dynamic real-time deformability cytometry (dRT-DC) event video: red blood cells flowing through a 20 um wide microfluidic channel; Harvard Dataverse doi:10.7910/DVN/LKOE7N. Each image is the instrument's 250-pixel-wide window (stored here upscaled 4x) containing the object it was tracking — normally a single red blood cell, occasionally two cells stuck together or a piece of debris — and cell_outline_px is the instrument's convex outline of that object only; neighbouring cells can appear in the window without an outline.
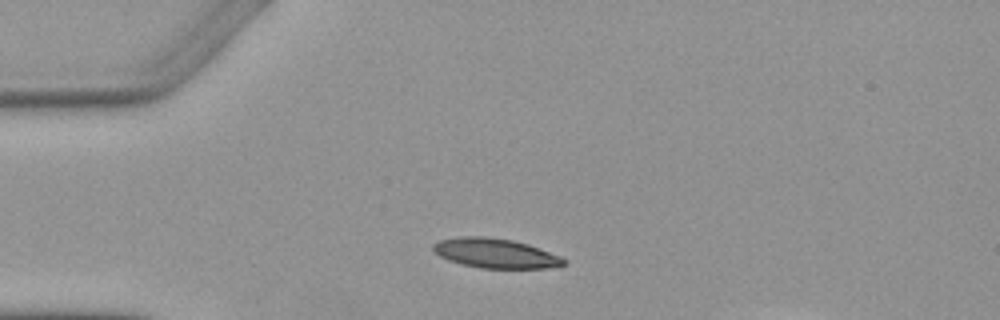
{"species": "Egyptian fruit bat (a non-hibernating species)", "species_latin": "Rousettus aegyptiacus", "temperature_condition": "warm", "stored_images_in_passage": 5, "camera_frame_rate_fps": 3000, "um_per_image_px": 0.085, "animal": {"sex": "female"}, "frame": {"image": 1, "passage_image": 2, "time_ms": 1.0, "image_size_px": [1000, 320], "cell_outline_px": [[568, 260], [564, 264], [548, 268], [480, 268], [448, 260], [440, 256], [432, 248], [432, 244], [440, 240], [464, 236], [480, 236], [512, 240], [528, 244], [540, 248], [560, 256]], "centroid_in_image_um": [42.13, 21.53], "position_along_channel_um": 42.9, "area_um2": 22.31}}
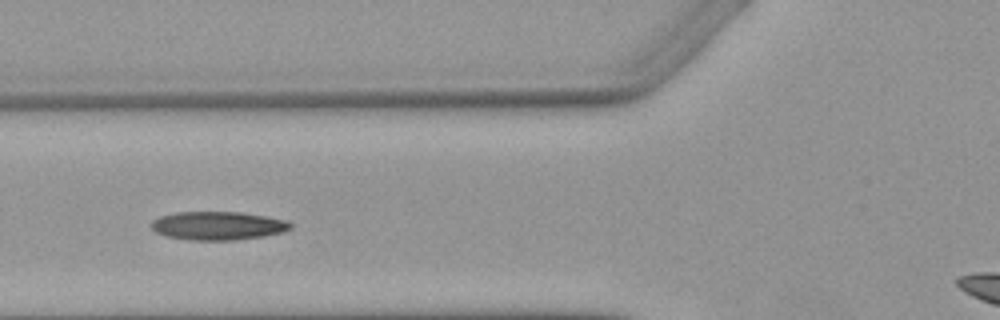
{"frame": {"image": 2, "passage_image": 4, "time_ms": 3.333, "image_size_px": [1000, 320], "cell_outline_px": [[292, 228], [280, 232], [264, 236], [232, 240], [188, 240], [168, 236], [156, 232], [152, 228], [152, 220], [160, 216], [176, 212], [240, 212], [264, 216], [284, 220], [292, 224]], "centroid_in_image_um": [18.5, 19.18], "position_along_channel_um": 107.3, "area_um2": 22.83}}
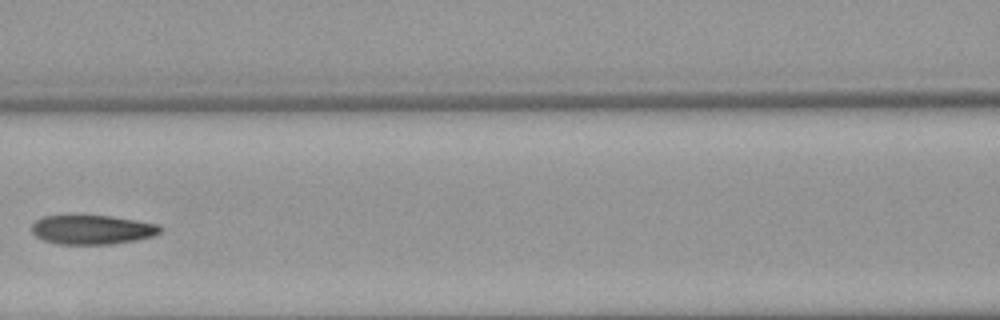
{"frame": {"image": 3, "passage_image": 5, "time_ms": 4.667, "image_size_px": [1000, 320], "cell_outline_px": [[164, 228], [160, 232], [152, 236], [136, 240], [112, 244], [56, 244], [44, 240], [36, 236], [32, 232], [32, 224], [36, 220], [44, 216], [112, 216], [160, 224]], "centroid_in_image_um": [7.87, 19.52], "position_along_channel_um": 158.7, "area_um2": 21.91}}